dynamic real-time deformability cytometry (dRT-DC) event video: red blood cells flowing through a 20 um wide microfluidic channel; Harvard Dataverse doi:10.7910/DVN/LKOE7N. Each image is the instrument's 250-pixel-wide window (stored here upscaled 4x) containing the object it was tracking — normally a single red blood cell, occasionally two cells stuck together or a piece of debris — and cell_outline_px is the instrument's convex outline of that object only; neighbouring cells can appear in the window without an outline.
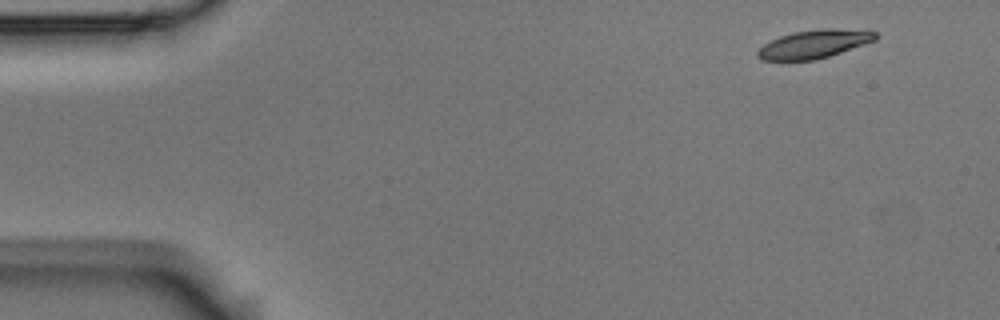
{"species": "Egyptian fruit bat (a non-hibernating species)", "species_latin": "Rousettus aegyptiacus", "temperature_condition": "room temperature", "stored_images_in_passage": 4, "camera_frame_rate_fps": 3000, "um_per_image_px": 0.085, "animal": {"sex": "male"}, "frame": {"image": 1, "passage_image": 1, "time_ms": 0.0, "image_size_px": [1000, 320], "cell_outline_px": [[880, 36], [876, 40], [828, 56], [812, 60], [760, 60], [756, 56], [756, 52], [764, 44], [780, 36], [792, 32], [824, 28], [836, 28], [876, 32]], "centroid_in_image_um": [69.18, 3.74], "position_along_channel_um": 15.8, "area_um2": 19.31}}